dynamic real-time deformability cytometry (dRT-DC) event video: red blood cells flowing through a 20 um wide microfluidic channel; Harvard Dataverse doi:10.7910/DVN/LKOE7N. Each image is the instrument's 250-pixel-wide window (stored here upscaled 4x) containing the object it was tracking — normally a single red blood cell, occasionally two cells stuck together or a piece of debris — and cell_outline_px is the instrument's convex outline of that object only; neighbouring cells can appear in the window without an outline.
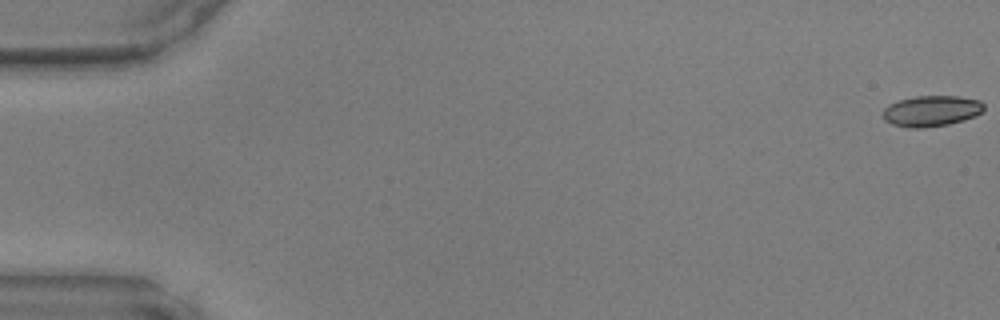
{"species": "common noctule bat (a hibernating species)", "species_latin": "Nyctalus noctula", "temperature_condition": "warm", "stored_images_in_passage": 10, "camera_frame_rate_fps": 3000, "um_per_image_px": 0.085, "animal": {"sex": "male", "body_mass_g": 17.9, "forearm_length_mm": 54.2}, "frame": {"image": 1, "passage_image": 1, "time_ms": 0.0, "image_size_px": [1000, 320], "cell_outline_px": [[984, 108], [976, 116], [964, 120], [948, 124], [924, 128], [908, 128], [892, 124], [884, 120], [880, 116], [880, 112], [888, 104], [900, 100], [916, 96], [960, 96], [980, 100], [984, 104]], "centroid_in_image_um": [79.12, 9.44], "position_along_channel_um": 5.9, "area_um2": 18.44}}